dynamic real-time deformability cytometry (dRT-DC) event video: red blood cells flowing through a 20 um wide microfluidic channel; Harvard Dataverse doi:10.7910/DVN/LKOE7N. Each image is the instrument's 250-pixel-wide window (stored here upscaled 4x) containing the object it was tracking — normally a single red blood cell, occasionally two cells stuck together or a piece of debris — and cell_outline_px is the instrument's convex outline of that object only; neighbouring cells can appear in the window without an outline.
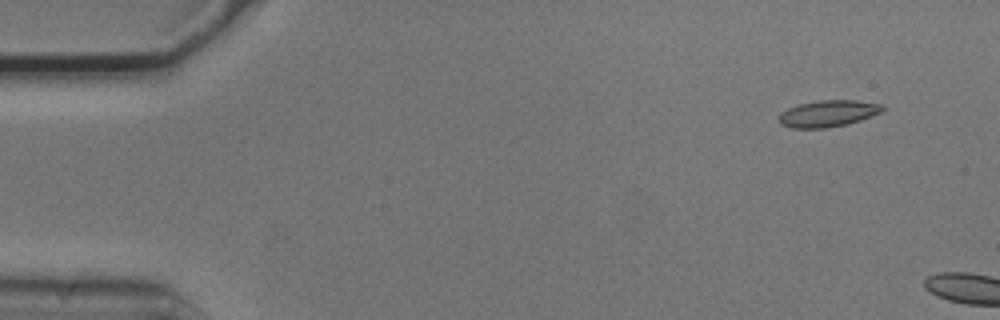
{"species": "common noctule bat (a hibernating species)", "species_latin": "Nyctalus noctula", "temperature_condition": "cold", "stored_images_in_passage": 4, "camera_frame_rate_fps": 3000, "um_per_image_px": 0.085, "animal": {"sex": "male", "body_mass_g": 20.5, "forearm_length_mm": 52.5}, "frame": {"image": 1, "passage_image": 1, "time_ms": 0.0, "image_size_px": [1000, 320], "cell_outline_px": [[884, 112], [848, 124], [824, 128], [792, 128], [780, 124], [780, 112], [788, 108], [800, 104], [820, 100], [856, 100], [884, 104]], "centroid_in_image_um": [70.43, 9.64], "position_along_channel_um": 14.6, "area_um2": 16.13}}